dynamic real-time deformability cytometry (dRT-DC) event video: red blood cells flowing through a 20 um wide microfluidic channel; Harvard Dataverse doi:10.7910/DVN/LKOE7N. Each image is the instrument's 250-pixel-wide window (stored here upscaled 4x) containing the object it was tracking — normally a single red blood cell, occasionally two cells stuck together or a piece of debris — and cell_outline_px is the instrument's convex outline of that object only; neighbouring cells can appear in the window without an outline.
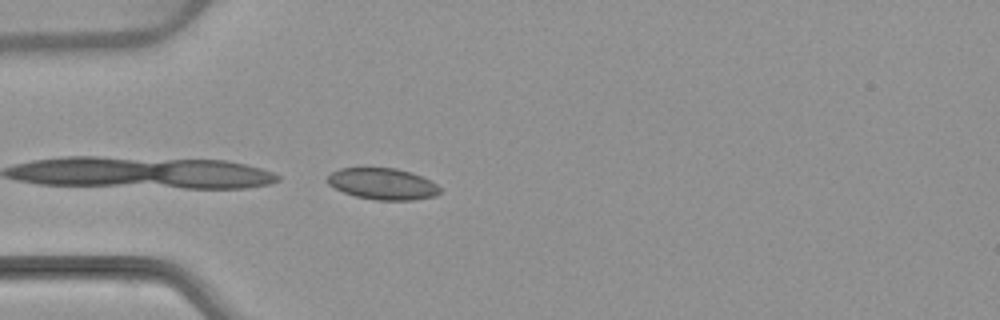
{"species": "common noctule bat (a hibernating species)", "species_latin": "Nyctalus noctula", "temperature_condition": "warm", "stored_images_in_passage": 3, "camera_frame_rate_fps": 3000, "um_per_image_px": 0.085, "animal": {"sex": "female", "body_mass_g": 22.7, "forearm_length_mm": 54.2}, "frame": {"image": 1, "passage_image": 3, "time_ms": 0.667, "image_size_px": [1000, 320], "cell_outline_px": [[440, 192], [436, 196], [412, 200], [376, 200], [356, 196], [344, 192], [328, 184], [324, 180], [332, 172], [340, 168], [396, 168], [412, 172], [436, 184], [440, 188]], "centroid_in_image_um": [32.51, 15.63], "position_along_channel_um": 52.5, "area_um2": 20.52}}